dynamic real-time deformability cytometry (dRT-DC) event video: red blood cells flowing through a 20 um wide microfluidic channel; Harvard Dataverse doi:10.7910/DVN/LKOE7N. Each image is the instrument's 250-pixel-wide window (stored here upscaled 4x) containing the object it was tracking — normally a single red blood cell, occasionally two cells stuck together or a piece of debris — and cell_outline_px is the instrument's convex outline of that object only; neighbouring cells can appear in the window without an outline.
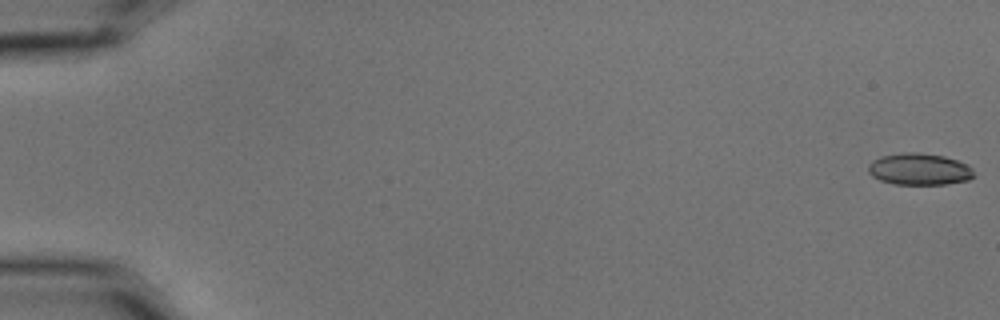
{"species": "common noctule bat (a hibernating species)", "species_latin": "Nyctalus noctula", "temperature_condition": "cold", "stored_images_in_passage": 57, "camera_frame_rate_fps": 3000, "um_per_image_px": 0.085, "animal": {"sex": "male", "body_mass_g": 15.6}, "frame": {"image": 1, "passage_image": 1, "time_ms": 0.0, "image_size_px": [1000, 320], "cell_outline_px": [[976, 176], [968, 180], [944, 184], [896, 184], [880, 180], [872, 176], [868, 172], [868, 164], [872, 160], [880, 156], [900, 152], [920, 152], [944, 156], [968, 164], [972, 168]], "centroid_in_image_um": [78.14, 14.36], "position_along_channel_um": 6.9, "area_um2": 19.77}}
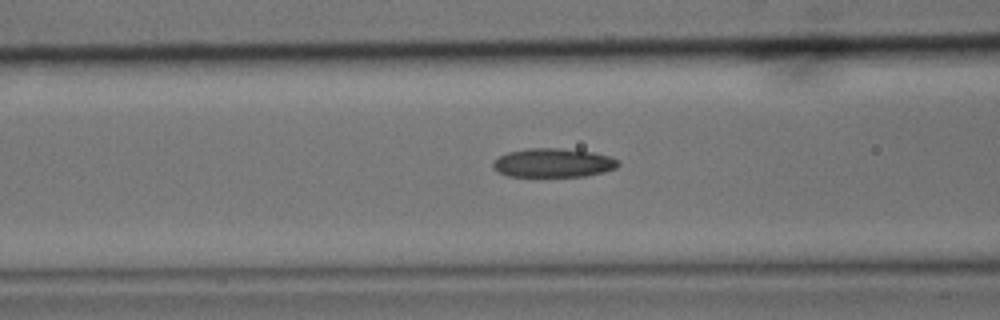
{"frame": {"image": 2, "passage_image": 24, "time_ms": 7.667, "image_size_px": [1000, 320], "cell_outline_px": [[620, 164], [616, 168], [604, 172], [584, 176], [508, 176], [496, 172], [492, 168], [492, 164], [500, 156], [508, 152], [528, 148], [560, 148], [592, 152], [608, 156], [620, 160]], "centroid_in_image_um": [47.02, 13.84], "position_along_channel_um": 119.6, "area_um2": 21.1}}
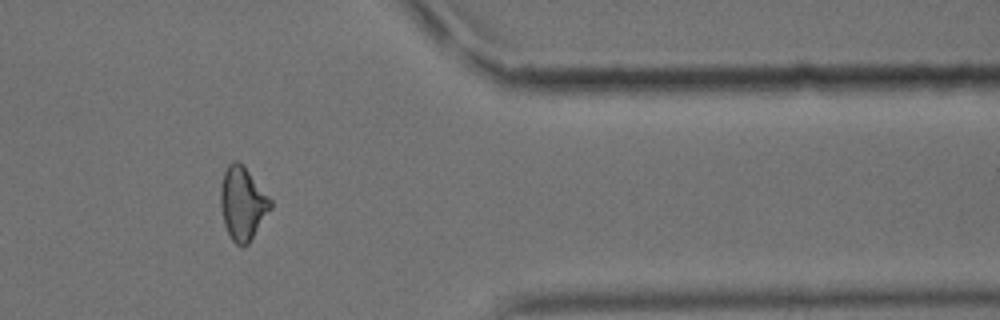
{"frame": {"image": 3, "passage_image": 48, "time_ms": 15.667, "image_size_px": [1000, 320], "cell_outline_px": [[272, 208], [248, 244], [236, 244], [232, 240], [224, 224], [220, 204], [220, 184], [224, 172], [228, 164], [232, 160], [236, 160], [244, 164], [272, 200]], "centroid_in_image_um": [20.62, 17.24], "position_along_channel_um": 390.8, "area_um2": 21.44}, "authors_computed_cell_mechanics": {"area_um2": 20.7502, "velocity_mm_per_s": 3.5865, "shape_relaxation_time_tau1_ms": 7.9422, "shape_relaxation_time_tau2_ms": 4.3173, "deformation_change_tau1": 0.1697, "deformation_change_tau2": 0.1133}}